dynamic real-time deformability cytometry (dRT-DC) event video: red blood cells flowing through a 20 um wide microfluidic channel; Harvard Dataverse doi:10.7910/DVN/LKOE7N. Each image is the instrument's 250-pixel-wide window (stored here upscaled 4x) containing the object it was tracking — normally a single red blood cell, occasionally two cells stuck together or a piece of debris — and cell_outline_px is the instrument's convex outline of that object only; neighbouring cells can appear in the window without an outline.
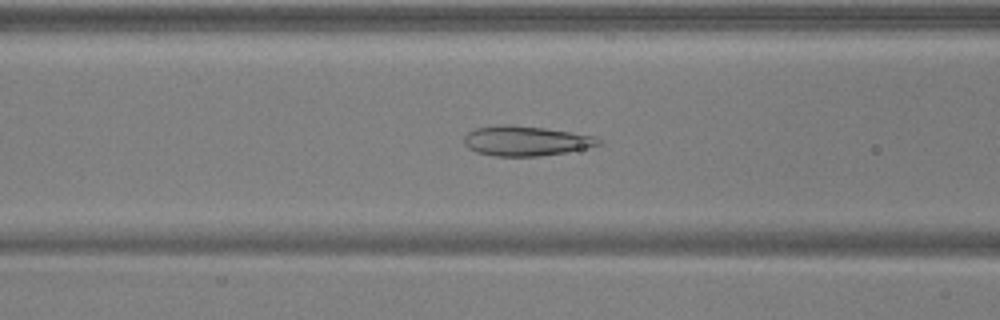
{"species": "common noctule bat (a hibernating species)", "species_latin": "Nyctalus noctula", "temperature_condition": "warm", "stored_images_in_passage": 49, "camera_frame_rate_fps": 3000, "um_per_image_px": 0.085, "animal": {"sex": "male", "body_mass_g": 17.9, "forearm_length_mm": 54.2}, "frame": {"image": 1, "passage_image": 21, "time_ms": 6.667, "image_size_px": [1000, 320], "cell_outline_px": [[604, 144], [564, 152], [536, 156], [496, 156], [476, 152], [468, 148], [464, 144], [464, 136], [468, 132], [476, 128], [500, 124], [508, 124], [544, 128], [596, 136]], "centroid_in_image_um": [44.67, 11.97], "position_along_channel_um": 121.9, "area_um2": 23.29}}
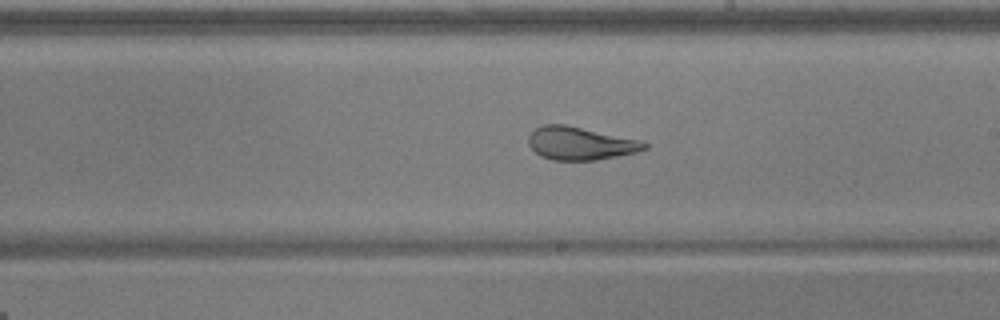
{"frame": {"image": 2, "passage_image": 30, "time_ms": 9.667, "image_size_px": [1000, 320], "cell_outline_px": [[648, 148], [636, 152], [596, 160], [552, 160], [540, 156], [528, 144], [528, 136], [536, 128], [544, 124], [564, 124], [640, 140], [648, 144]], "centroid_in_image_um": [49.31, 12.19], "position_along_channel_um": 239.7, "area_um2": 22.14}}
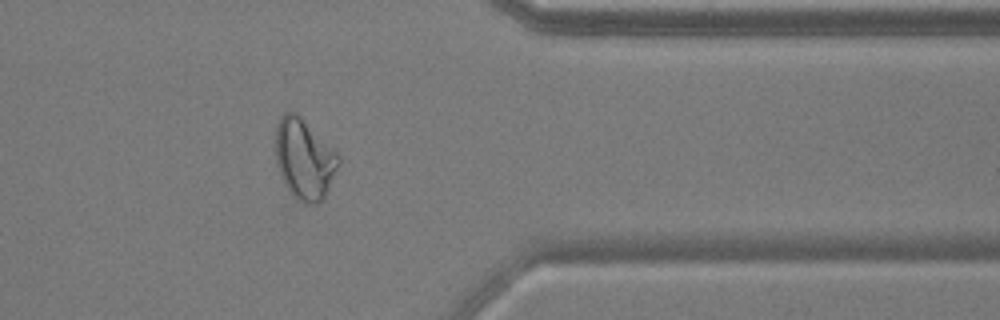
{"frame": {"image": 3, "passage_image": 42, "time_ms": 13.667, "image_size_px": [1000, 320], "cell_outline_px": [[340, 160], [324, 200], [316, 204], [304, 204], [296, 200], [292, 196], [276, 164], [276, 124], [280, 116], [284, 112], [296, 112], [336, 148], [340, 156]], "centroid_in_image_um": [25.89, 13.5], "position_along_channel_um": 385.5, "area_um2": 29.94}, "authors_computed_cell_mechanics": {"area_um2": 26.299, "velocity_mm_per_s": 3.9272, "shape_relaxation_time_tau1_ms": 9.5277, "shape_relaxation_time_tau2_ms": 0.9233, "deformation_change_tau1": 0.2447, "deformation_change_tau2": 0.0686}}